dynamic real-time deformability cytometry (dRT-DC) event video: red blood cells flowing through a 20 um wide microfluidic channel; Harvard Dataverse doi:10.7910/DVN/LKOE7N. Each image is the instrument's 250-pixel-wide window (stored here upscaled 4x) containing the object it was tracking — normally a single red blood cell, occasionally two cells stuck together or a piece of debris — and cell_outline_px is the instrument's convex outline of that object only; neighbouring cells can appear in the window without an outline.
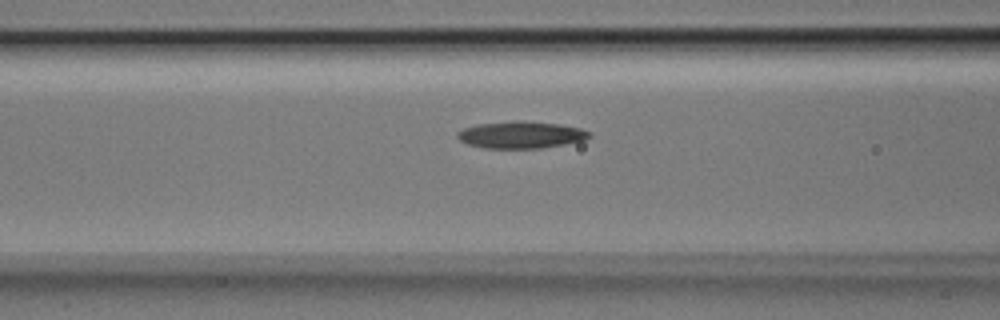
{"species": "Egyptian fruit bat (a non-hibernating species)", "species_latin": "Rousettus aegyptiacus", "temperature_condition": "room temperature", "stored_images_in_passage": 29, "camera_frame_rate_fps": 3000, "um_per_image_px": 0.085, "animal": {"sex": "male"}, "frame": {"image": 1, "passage_image": 15, "time_ms": 4.667, "image_size_px": [1000, 320], "cell_outline_px": [[592, 136], [584, 140], [544, 148], [484, 148], [468, 144], [460, 140], [456, 136], [456, 132], [464, 128], [476, 124], [512, 120], [520, 120], [560, 124], [580, 128], [592, 132]], "centroid_in_image_um": [44.28, 11.45], "position_along_channel_um": 122.3, "area_um2": 20.98}}
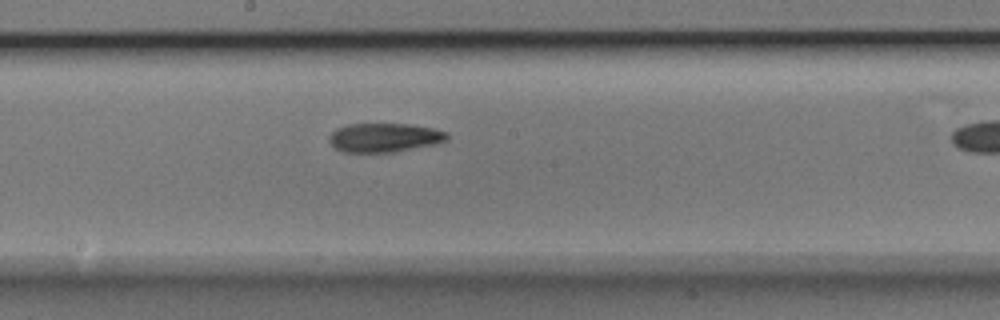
{"frame": {"image": 2, "passage_image": 22, "time_ms": 7.0, "image_size_px": [1000, 320], "cell_outline_px": [[448, 140], [436, 144], [396, 152], [344, 152], [336, 148], [328, 140], [328, 136], [336, 128], [348, 124], [408, 124], [432, 128], [448, 132]], "centroid_in_image_um": [32.68, 11.7], "position_along_channel_um": 215.5, "area_um2": 20.0}}
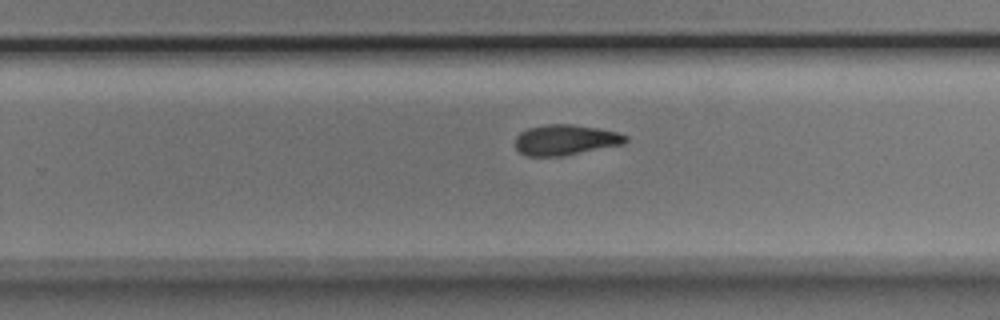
{"frame": {"image": 3, "passage_image": 27, "time_ms": 8.667, "image_size_px": [1000, 320], "cell_outline_px": [[628, 140], [624, 144], [564, 156], [528, 156], [520, 152], [516, 148], [516, 136], [520, 132], [528, 128], [544, 124], [572, 124], [596, 128], [616, 132], [628, 136]], "centroid_in_image_um": [48.06, 11.89], "position_along_channel_um": 281.7, "area_um2": 19.65}}